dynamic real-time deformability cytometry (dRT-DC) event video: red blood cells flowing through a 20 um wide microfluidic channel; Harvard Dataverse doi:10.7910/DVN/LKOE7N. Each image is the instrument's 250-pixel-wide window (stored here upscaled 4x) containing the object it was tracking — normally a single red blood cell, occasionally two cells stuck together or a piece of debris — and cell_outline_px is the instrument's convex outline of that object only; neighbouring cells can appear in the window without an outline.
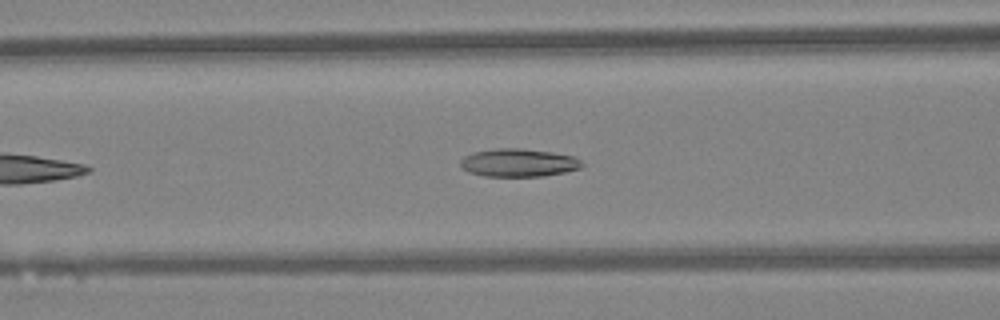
{"species": "Egyptian fruit bat (a non-hibernating species)", "species_latin": "Rousettus aegyptiacus", "temperature_condition": "warm", "stored_images_in_passage": 24, "camera_frame_rate_fps": 3000, "um_per_image_px": 0.085, "animal": {"sex": "female"}, "frame": {"image": 1, "passage_image": 9, "time_ms": 2.667, "image_size_px": [1000, 320], "cell_outline_px": [[584, 164], [580, 168], [564, 172], [544, 176], [484, 176], [468, 172], [460, 168], [460, 160], [464, 156], [472, 152], [496, 148], [520, 148], [552, 152], [572, 156], [580, 160]], "centroid_in_image_um": [44.03, 13.83], "position_along_channel_um": 122.6, "area_um2": 19.94}}
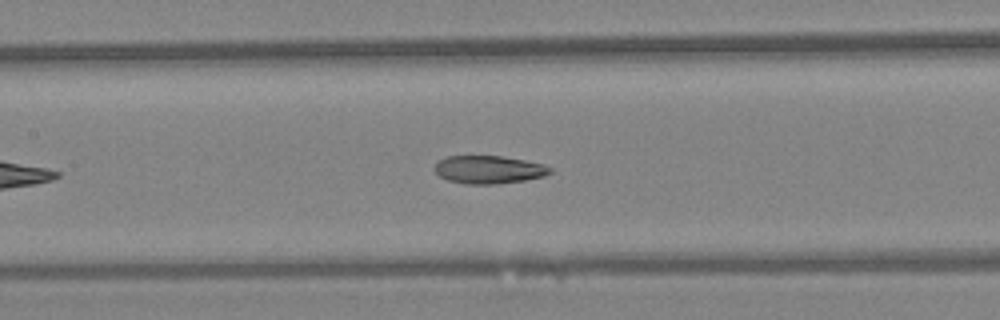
{"frame": {"image": 2, "passage_image": 12, "time_ms": 3.667, "image_size_px": [1000, 320], "cell_outline_px": [[552, 172], [544, 176], [524, 180], [496, 184], [464, 184], [448, 180], [440, 176], [432, 168], [440, 160], [448, 156], [500, 156], [524, 160], [544, 164], [552, 168]], "centroid_in_image_um": [41.55, 14.42], "position_along_channel_um": 165.9, "area_um2": 18.79}}
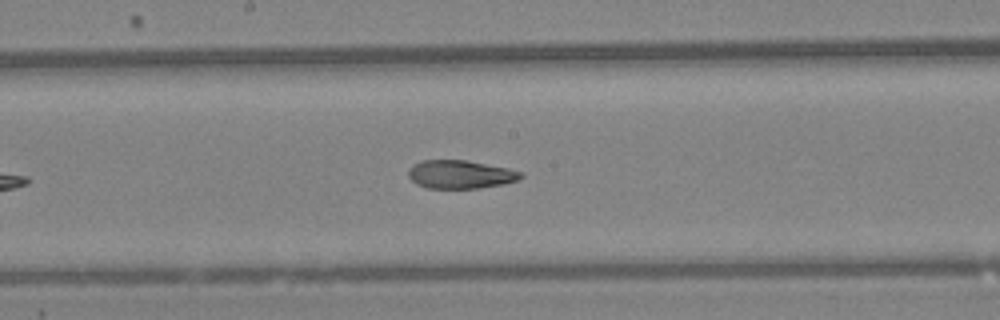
{"frame": {"image": 3, "passage_image": 15, "time_ms": 4.667, "image_size_px": [1000, 320], "cell_outline_px": [[524, 176], [516, 180], [504, 184], [480, 188], [428, 188], [416, 184], [408, 176], [408, 168], [412, 164], [420, 160], [468, 160], [508, 168], [524, 172]], "centroid_in_image_um": [39.12, 14.81], "position_along_channel_um": 209.1, "area_um2": 18.79}}